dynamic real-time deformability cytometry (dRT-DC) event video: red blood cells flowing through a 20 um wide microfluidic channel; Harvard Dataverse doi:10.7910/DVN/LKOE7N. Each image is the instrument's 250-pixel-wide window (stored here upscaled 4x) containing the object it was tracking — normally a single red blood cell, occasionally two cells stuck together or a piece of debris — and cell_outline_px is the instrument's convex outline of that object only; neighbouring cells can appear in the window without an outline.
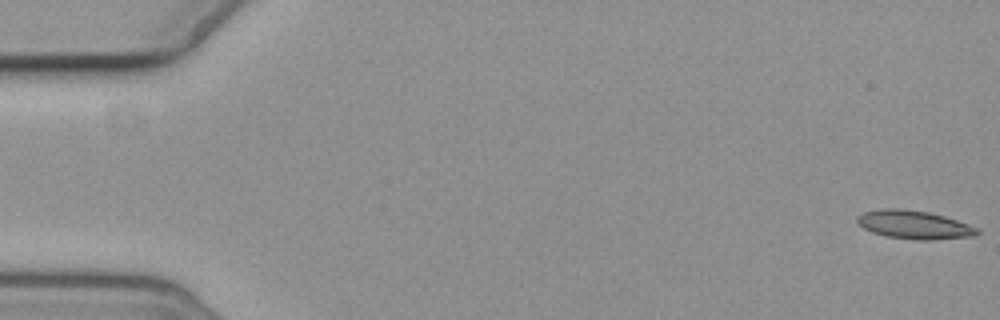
{"species": "common noctule bat (a hibernating species)", "species_latin": "Nyctalus noctula", "temperature_condition": "cold", "stored_images_in_passage": 6, "camera_frame_rate_fps": 3000, "um_per_image_px": 0.085, "animal": {"sex": "female", "body_mass_g": 19.3, "forearm_length_mm": 54.1}, "frame": {"image": 1, "passage_image": 1, "time_ms": 0.0, "image_size_px": [1000, 320], "cell_outline_px": [[980, 232], [976, 236], [932, 240], [924, 240], [888, 236], [872, 232], [864, 228], [856, 220], [856, 216], [864, 212], [884, 208], [900, 208], [928, 212], [944, 216], [980, 228]], "centroid_in_image_um": [77.74, 19.1], "position_along_channel_um": 7.3, "area_um2": 19.77}}
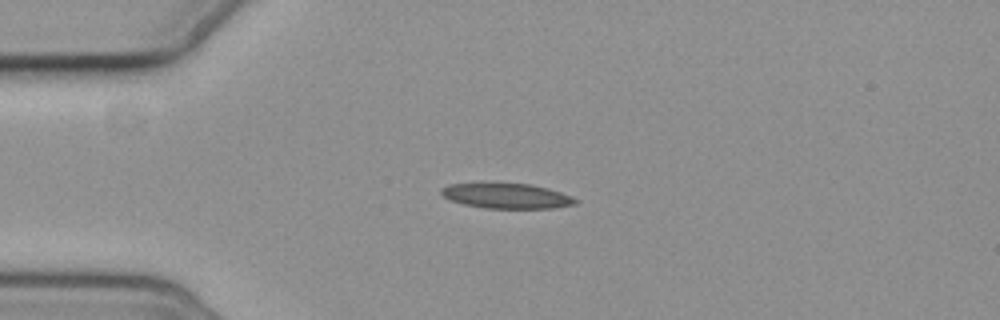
{"frame": {"image": 2, "passage_image": 5, "time_ms": 4.667, "image_size_px": [1000, 320], "cell_outline_px": [[576, 204], [552, 208], [484, 208], [464, 204], [452, 200], [444, 196], [440, 192], [440, 188], [448, 184], [528, 184], [548, 188], [560, 192], [576, 200]], "centroid_in_image_um": [43.03, 16.66], "position_along_channel_um": 42.0, "area_um2": 19.13}}